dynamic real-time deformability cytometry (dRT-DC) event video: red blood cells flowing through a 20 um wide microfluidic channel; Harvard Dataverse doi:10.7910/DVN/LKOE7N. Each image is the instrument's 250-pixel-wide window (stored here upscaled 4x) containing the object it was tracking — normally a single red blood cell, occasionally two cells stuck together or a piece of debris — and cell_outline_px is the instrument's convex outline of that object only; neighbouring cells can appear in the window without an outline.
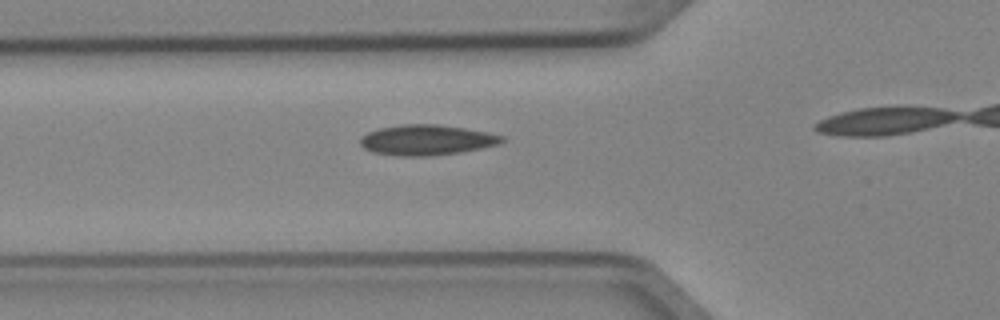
{"species": "Egyptian fruit bat (a non-hibernating species)", "species_latin": "Rousettus aegyptiacus", "temperature_condition": "cold", "stored_images_in_passage": 6, "camera_frame_rate_fps": 3000, "um_per_image_px": 0.085, "animal": {"sex": "female"}, "frame": {"image": 1, "passage_image": 6, "time_ms": 1.667, "image_size_px": [1000, 320], "cell_outline_px": [[504, 140], [500, 144], [460, 152], [432, 156], [396, 156], [372, 152], [364, 148], [360, 144], [360, 136], [368, 132], [380, 128], [400, 124], [436, 124], [464, 128], [488, 132], [504, 136]], "centroid_in_image_um": [36.24, 11.9], "position_along_channel_um": 89.6, "area_um2": 25.2}}